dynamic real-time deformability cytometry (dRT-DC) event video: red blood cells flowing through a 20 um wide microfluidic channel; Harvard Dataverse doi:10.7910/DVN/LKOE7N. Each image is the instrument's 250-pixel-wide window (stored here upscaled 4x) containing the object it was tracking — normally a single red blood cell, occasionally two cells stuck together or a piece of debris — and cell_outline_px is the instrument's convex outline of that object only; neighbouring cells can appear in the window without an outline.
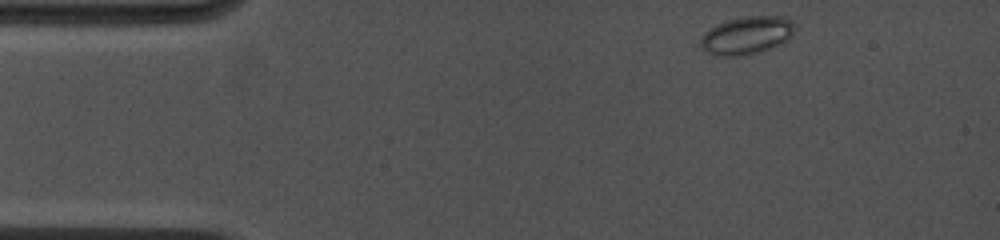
{"species": "common noctule bat (a hibernating species)", "species_latin": "Nyctalus noctula", "temperature_condition": "cold", "stored_images_in_passage": 53, "camera_frame_rate_fps": 4500, "um_per_image_px": 0.085, "animal": {"sex": "female", "body_mass_g": 19.0, "forearm_length_mm": 53.3}, "frame": {"image": 1, "passage_image": 1, "time_ms": 0.0, "image_size_px": [1000, 240], "cell_outline_px": [[796, 24], [788, 40], [768, 48], [744, 56], [716, 56], [708, 52], [700, 44], [700, 40], [704, 32], [716, 24], [728, 20], [744, 16], [784, 16], [792, 20]], "centroid_in_image_um": [63.47, 2.99], "position_along_channel_um": 21.5, "area_um2": 20.69}}
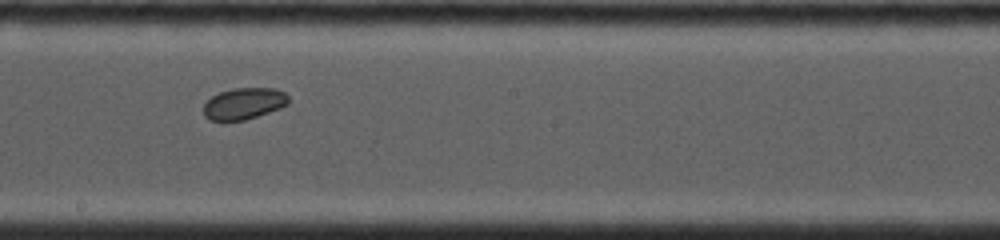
{"frame": {"image": 2, "passage_image": 29, "time_ms": 7.111, "image_size_px": [1000, 240], "cell_outline_px": [[288, 104], [280, 108], [244, 120], [224, 124], [208, 120], [204, 116], [204, 104], [212, 96], [220, 92], [232, 88], [276, 88], [284, 92], [288, 96]], "centroid_in_image_um": [20.68, 8.84], "position_along_channel_um": 227.5, "area_um2": 16.01}}
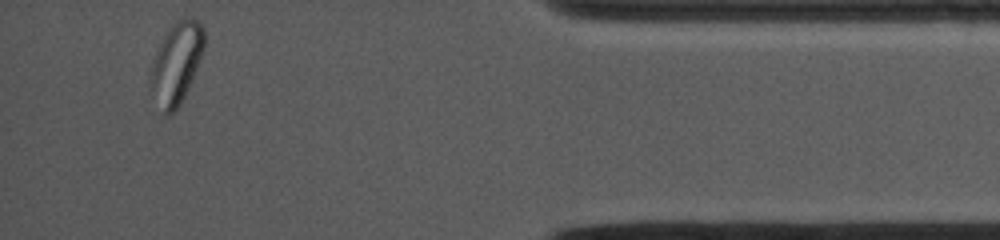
{"frame": {"image": 3, "passage_image": 53, "time_ms": 12.889, "image_size_px": [1000, 240], "cell_outline_px": [[204, 48], [188, 88], [180, 104], [168, 116], [164, 112], [152, 88], [152, 60], [164, 36], [184, 16], [192, 16], [204, 28]], "centroid_in_image_um": [15.04, 5.31], "position_along_channel_um": 420.2, "area_um2": 24.16}, "authors_computed_cell_mechanics": {"area_um2": 16.2418, "velocity_mm_per_s": 3.9188, "shape_relaxation_time_tau1_ms": 1.7508, "shape_relaxation_time_tau2_ms": null, "deformation_change_tau1": 0.0407, "deformation_change_tau2": null}}